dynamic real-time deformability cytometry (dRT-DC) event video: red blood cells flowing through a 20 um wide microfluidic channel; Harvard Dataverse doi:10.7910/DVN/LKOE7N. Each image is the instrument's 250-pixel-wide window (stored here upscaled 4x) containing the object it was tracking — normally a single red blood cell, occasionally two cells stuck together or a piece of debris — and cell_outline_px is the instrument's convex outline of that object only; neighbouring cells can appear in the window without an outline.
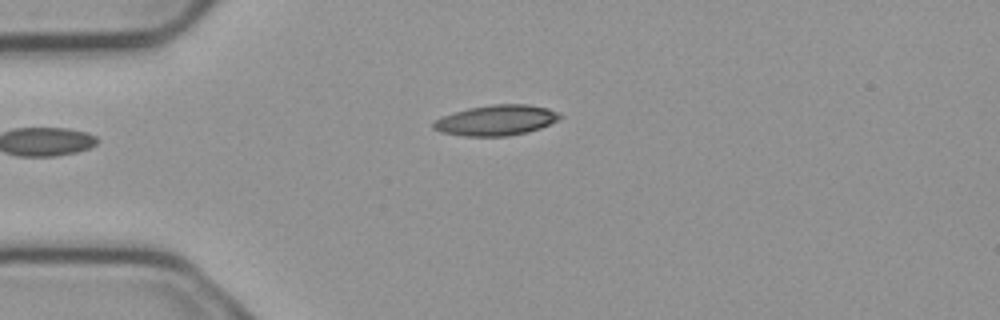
{"species": "common noctule bat (a hibernating species)", "species_latin": "Nyctalus noctula", "temperature_condition": "cold", "stored_images_in_passage": 3, "camera_frame_rate_fps": 3000, "um_per_image_px": 0.085, "animal": {"sex": "male", "body_mass_g": 23.1, "forearm_length_mm": 52.7}, "frame": {"image": 1, "passage_image": 1, "time_ms": 0.0, "image_size_px": [1000, 320], "cell_outline_px": [[560, 116], [556, 120], [540, 128], [528, 132], [508, 136], [464, 136], [440, 132], [432, 128], [432, 120], [440, 116], [468, 108], [492, 104], [524, 104], [548, 108], [556, 112]], "centroid_in_image_um": [42.08, 10.22], "position_along_channel_um": 42.9, "area_um2": 22.43}}
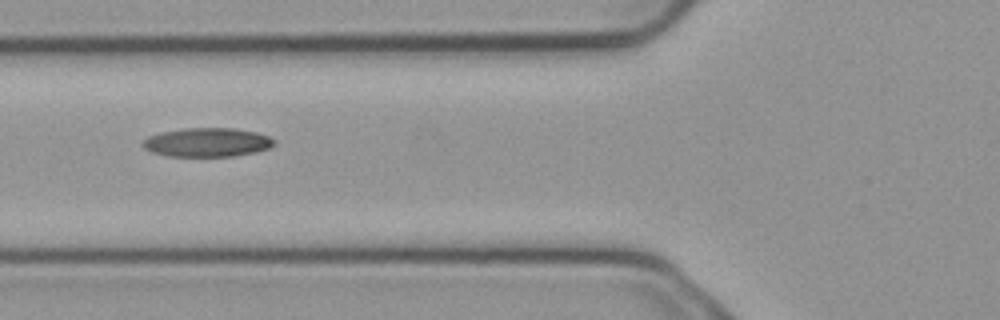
{"frame": {"image": 2, "passage_image": 3, "time_ms": 0.667, "image_size_px": [1000, 320], "cell_outline_px": [[276, 144], [268, 148], [256, 152], [232, 156], [168, 156], [152, 152], [144, 148], [140, 144], [148, 136], [160, 132], [184, 128], [232, 128], [256, 132], [268, 136], [276, 140]], "centroid_in_image_um": [17.6, 12.09], "position_along_channel_um": 108.2, "area_um2": 22.2}}